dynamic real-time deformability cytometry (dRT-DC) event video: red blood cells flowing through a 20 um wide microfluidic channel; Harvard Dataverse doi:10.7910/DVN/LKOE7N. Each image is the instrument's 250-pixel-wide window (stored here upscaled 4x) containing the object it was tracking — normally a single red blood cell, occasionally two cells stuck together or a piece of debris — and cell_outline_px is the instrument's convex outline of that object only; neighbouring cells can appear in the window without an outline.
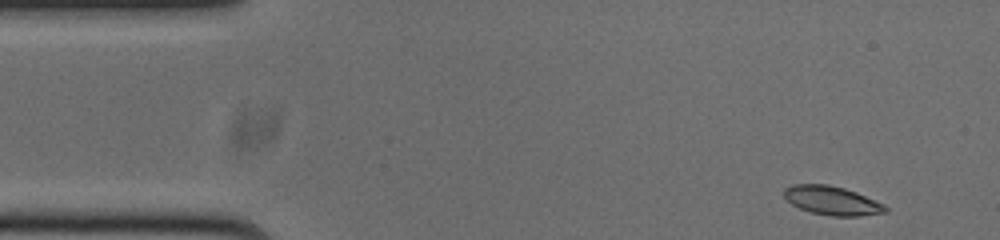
{"species": "common noctule bat (a hibernating species)", "species_latin": "Nyctalus noctula", "temperature_condition": "cold", "stored_images_in_passage": 50, "camera_frame_rate_fps": 3000, "um_per_image_px": 0.085, "animal": {"sex": "male", "body_mass_g": 20.0, "forearm_length_mm": 53.3}, "frame": {"image": 1, "passage_image": 1, "time_ms": 0.0, "image_size_px": [1000, 240], "cell_outline_px": [[888, 212], [860, 216], [832, 216], [812, 212], [800, 208], [792, 204], [784, 196], [784, 188], [792, 184], [828, 184], [844, 188], [856, 192], [884, 204], [888, 208]], "centroid_in_image_um": [70.74, 17.04], "position_along_channel_um": 14.3, "area_um2": 16.99}}
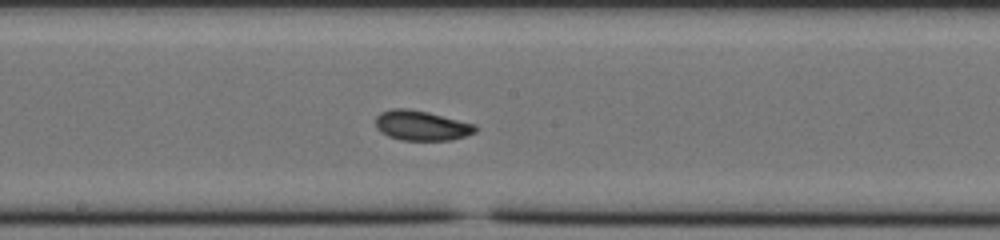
{"frame": {"image": 2, "passage_image": 24, "time_ms": 7.667, "image_size_px": [1000, 240], "cell_outline_px": [[476, 132], [452, 140], [400, 140], [388, 136], [380, 132], [376, 128], [376, 116], [380, 112], [392, 108], [408, 108], [428, 112], [476, 124]], "centroid_in_image_um": [35.8, 10.66], "position_along_channel_um": 212.4, "area_um2": 17.51}}
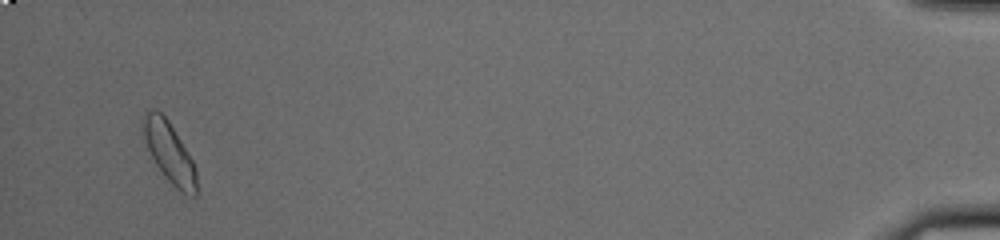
{"frame": {"image": 3, "passage_image": 48, "time_ms": 15.667, "image_size_px": [1000, 240], "cell_outline_px": [[196, 196], [192, 196], [180, 192], [148, 160], [140, 124], [144, 116], [152, 108], [156, 108], [168, 120], [192, 160], [196, 168]], "centroid_in_image_um": [14.3, 12.96], "position_along_channel_um": 420.9, "area_um2": 19.42}, "authors_computed_cell_mechanics": {"area_um2": 17.3111, "velocity_mm_per_s": 3.7545, "shape_relaxation_time_tau1_ms": 6.7979, "shape_relaxation_time_tau2_ms": 1.9035, "deformation_change_tau1": 0.1181, "deformation_change_tau2": 0.0559}}